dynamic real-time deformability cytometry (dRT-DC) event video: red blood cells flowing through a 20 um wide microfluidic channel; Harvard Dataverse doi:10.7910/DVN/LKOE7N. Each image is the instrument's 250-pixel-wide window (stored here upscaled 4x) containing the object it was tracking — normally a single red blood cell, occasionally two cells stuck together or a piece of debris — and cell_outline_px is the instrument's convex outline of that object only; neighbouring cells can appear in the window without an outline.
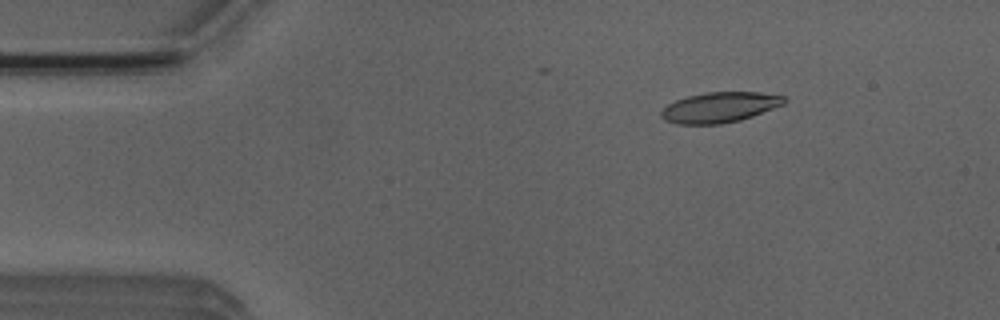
{"species": "Egyptian fruit bat (a non-hibernating species)", "species_latin": "Rousettus aegyptiacus", "temperature_condition": "room temperature", "stored_images_in_passage": 14, "camera_frame_rate_fps": 3000, "um_per_image_px": 0.085, "animal": {"sex": "male"}, "frame": {"image": 1, "passage_image": 7, "time_ms": 2.0, "image_size_px": [1000, 320], "cell_outline_px": [[788, 100], [784, 104], [752, 116], [740, 120], [720, 124], [676, 124], [664, 120], [660, 116], [660, 112], [668, 104], [676, 100], [688, 96], [704, 92], [760, 92], [784, 96]], "centroid_in_image_um": [61.16, 9.12], "position_along_channel_um": 23.8, "area_um2": 21.79}}